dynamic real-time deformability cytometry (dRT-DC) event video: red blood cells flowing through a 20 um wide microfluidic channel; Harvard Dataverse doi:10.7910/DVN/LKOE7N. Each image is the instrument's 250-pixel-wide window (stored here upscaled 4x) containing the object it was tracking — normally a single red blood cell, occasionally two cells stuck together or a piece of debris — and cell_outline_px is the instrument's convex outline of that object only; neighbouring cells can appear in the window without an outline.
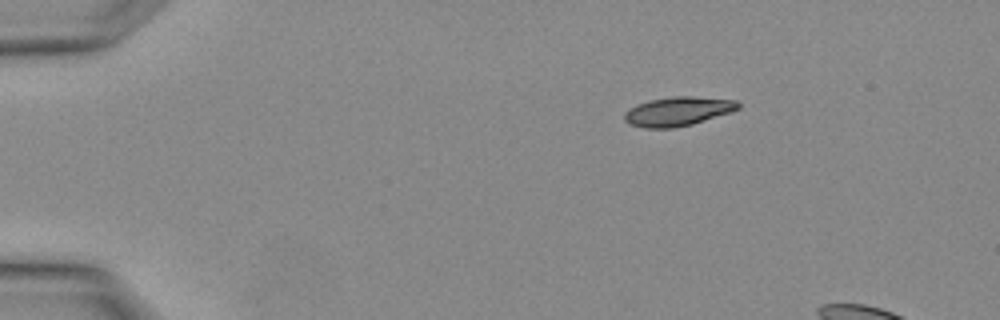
{"species": "Egyptian fruit bat (a non-hibernating species)", "species_latin": "Rousettus aegyptiacus", "temperature_condition": "warm", "stored_images_in_passage": 3, "segment_of_instrument_passage": [1, 2], "camera_frame_rate_fps": 3000, "um_per_image_px": 0.085, "animal": {"sex": "female"}, "frame": {"image": 1, "passage_image": 1, "time_ms": 0.0, "image_size_px": [1000, 320], "cell_outline_px": [[740, 108], [692, 124], [672, 128], [644, 128], [628, 124], [624, 120], [624, 112], [648, 100], [672, 96], [692, 96], [736, 100], [740, 104]], "centroid_in_image_um": [57.59, 9.46], "position_along_channel_um": 27.4, "area_um2": 19.07}}